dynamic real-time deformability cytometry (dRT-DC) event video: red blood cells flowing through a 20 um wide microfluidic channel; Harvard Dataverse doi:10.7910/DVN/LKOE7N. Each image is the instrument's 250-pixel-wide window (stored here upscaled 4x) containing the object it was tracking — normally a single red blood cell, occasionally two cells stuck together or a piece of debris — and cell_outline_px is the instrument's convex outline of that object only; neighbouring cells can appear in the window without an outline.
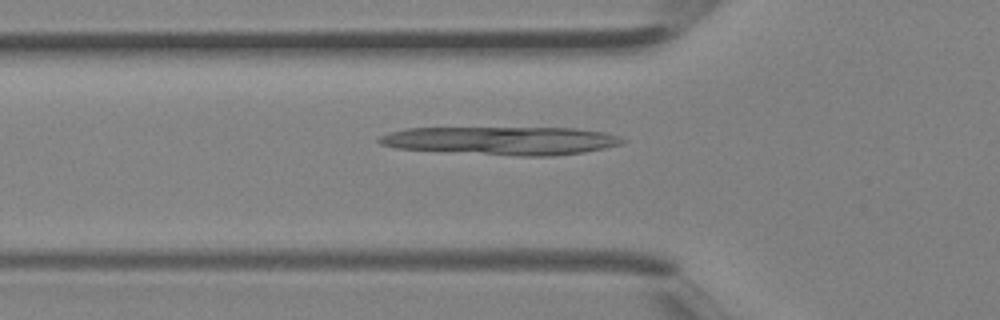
{"species": "Egyptian fruit bat (a non-hibernating species)", "species_latin": "Rousettus aegyptiacus", "temperature_condition": "room temperature", "stored_images_in_passage": 2, "camera_frame_rate_fps": 3000, "um_per_image_px": 0.085, "animal": {"sex": "female"}, "frame": {"image": 1, "passage_image": 2, "time_ms": 0.333, "image_size_px": [1000, 320], "cell_outline_px": [[624, 140], [620, 144], [604, 148], [584, 152], [552, 156], [520, 156], [396, 148], [380, 144], [376, 140], [380, 136], [404, 128], [576, 128], [604, 132], [616, 136]], "centroid_in_image_um": [42.62, 11.95], "position_along_channel_um": 83.2, "area_um2": 39.65}}